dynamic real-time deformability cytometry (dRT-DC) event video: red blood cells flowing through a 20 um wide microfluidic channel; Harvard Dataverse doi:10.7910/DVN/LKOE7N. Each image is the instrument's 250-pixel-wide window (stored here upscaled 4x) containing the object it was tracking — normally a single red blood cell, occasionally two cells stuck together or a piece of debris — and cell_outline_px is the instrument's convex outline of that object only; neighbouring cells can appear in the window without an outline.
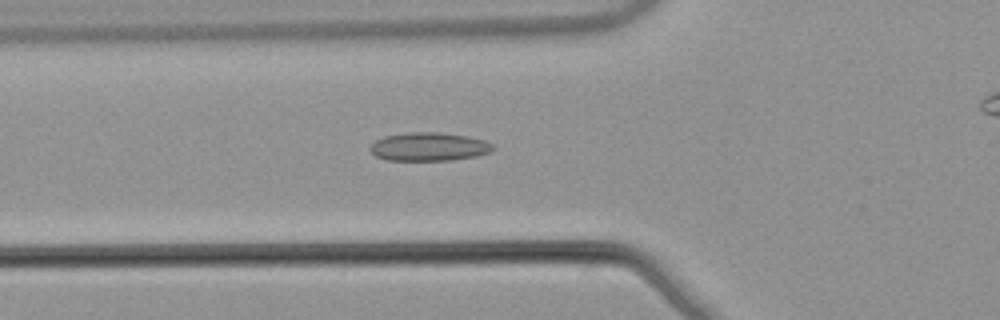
{"species": "common noctule bat (a hibernating species)", "species_latin": "Nyctalus noctula", "temperature_condition": "warm", "stored_images_in_passage": 48, "camera_frame_rate_fps": 3000, "um_per_image_px": 0.085, "animal": {"sex": "male", "body_mass_g": 21.5, "forearm_length_mm": 52.0}, "frame": {"image": 1, "passage_image": 20, "time_ms": 6.333, "image_size_px": [1000, 320], "cell_outline_px": [[496, 148], [492, 152], [476, 156], [452, 160], [388, 160], [376, 156], [368, 148], [376, 140], [384, 136], [408, 132], [440, 132], [468, 136], [484, 140], [492, 144]], "centroid_in_image_um": [36.49, 12.46], "position_along_channel_um": 89.3, "area_um2": 20.46}}
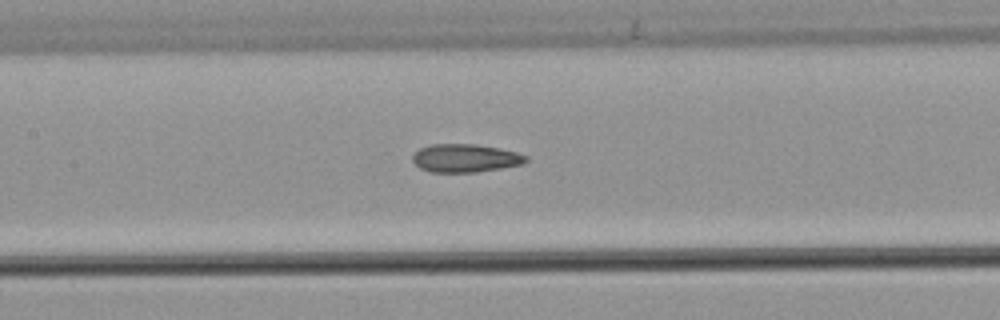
{"frame": {"image": 2, "passage_image": 26, "time_ms": 8.333, "image_size_px": [1000, 320], "cell_outline_px": [[528, 160], [524, 164], [476, 172], [432, 172], [420, 168], [412, 160], [412, 156], [420, 148], [428, 144], [476, 144], [500, 148], [516, 152], [528, 156]], "centroid_in_image_um": [39.56, 13.43], "position_along_channel_um": 167.8, "area_um2": 18.67}}
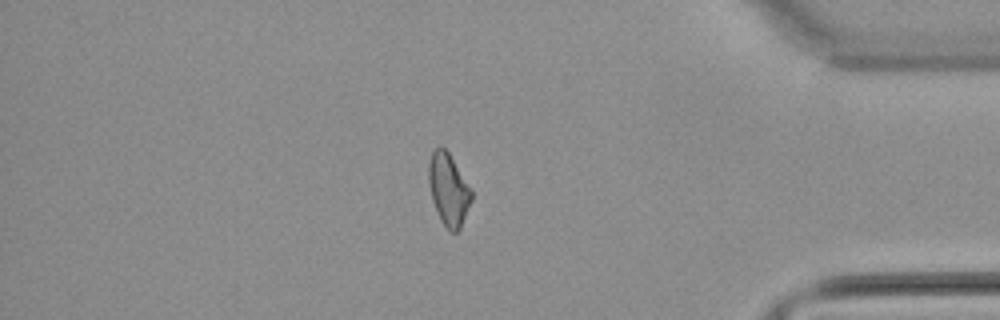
{"frame": {"image": 3, "passage_image": 46, "time_ms": 15.0, "image_size_px": [1000, 320], "cell_outline_px": [[472, 200], [460, 228], [456, 232], [448, 232], [440, 220], [432, 200], [428, 180], [428, 164], [432, 152], [440, 144], [448, 152], [472, 188]], "centroid_in_image_um": [38.12, 16.11], "position_along_channel_um": 397.1, "area_um2": 18.15}}